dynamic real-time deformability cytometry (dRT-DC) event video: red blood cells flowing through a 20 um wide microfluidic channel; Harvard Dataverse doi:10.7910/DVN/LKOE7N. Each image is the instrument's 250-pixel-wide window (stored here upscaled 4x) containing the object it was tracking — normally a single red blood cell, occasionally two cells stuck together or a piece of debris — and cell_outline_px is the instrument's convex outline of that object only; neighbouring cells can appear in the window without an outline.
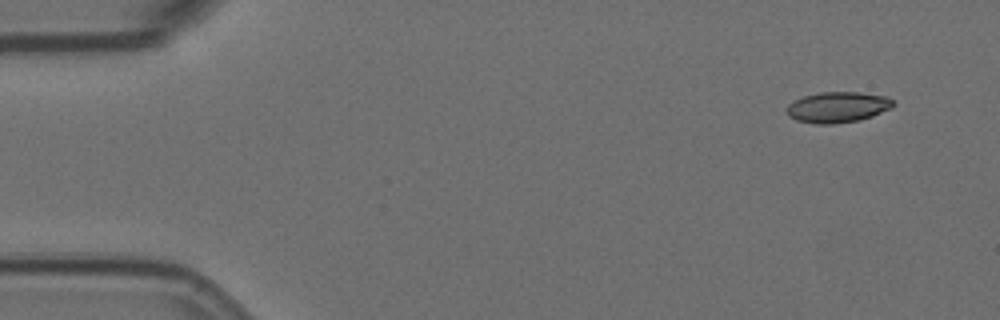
{"species": "Egyptian fruit bat (a non-hibernating species)", "species_latin": "Rousettus aegyptiacus", "temperature_condition": "room temperature", "stored_images_in_passage": 4, "camera_frame_rate_fps": 3000, "um_per_image_px": 0.085, "animal": {"sex": "female"}, "frame": {"image": 1, "passage_image": 1, "time_ms": 0.0, "image_size_px": [1000, 320], "cell_outline_px": [[896, 104], [892, 108], [872, 116], [860, 120], [832, 124], [816, 124], [796, 120], [788, 116], [784, 108], [788, 104], [804, 96], [820, 92], [856, 92], [884, 96], [892, 100]], "centroid_in_image_um": [71.18, 9.12], "position_along_channel_um": 13.8, "area_um2": 19.13}}